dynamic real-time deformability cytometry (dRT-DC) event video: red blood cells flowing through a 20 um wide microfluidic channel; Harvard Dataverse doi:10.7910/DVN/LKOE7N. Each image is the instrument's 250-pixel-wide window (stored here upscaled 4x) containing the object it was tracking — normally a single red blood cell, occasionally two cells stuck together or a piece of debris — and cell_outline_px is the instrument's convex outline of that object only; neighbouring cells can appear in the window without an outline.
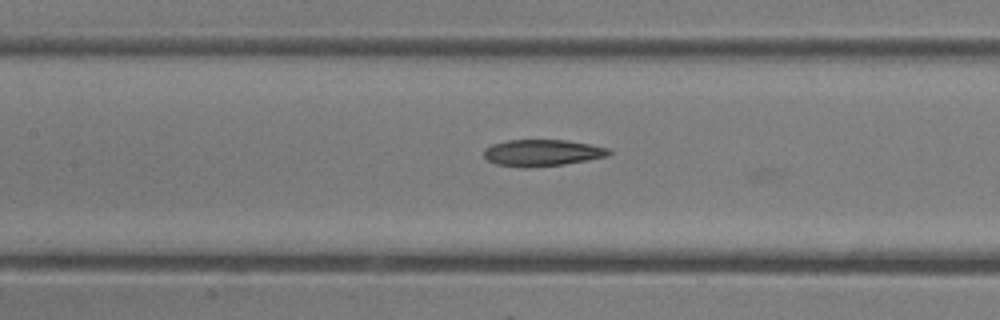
{"species": "common noctule bat (a hibernating species)", "species_latin": "Nyctalus noctula", "temperature_condition": "room temperature", "stored_images_in_passage": 21, "camera_frame_rate_fps": 3000, "um_per_image_px": 0.085, "animal": {"sex": "female"}, "frame": {"image": 1, "passage_image": 20, "time_ms": 6.333, "image_size_px": [1000, 320], "cell_outline_px": [[612, 152], [608, 156], [588, 160], [564, 164], [528, 168], [520, 168], [496, 164], [488, 160], [484, 156], [484, 148], [492, 144], [508, 140], [564, 140], [588, 144], [608, 148]], "centroid_in_image_um": [46.06, 13.0], "position_along_channel_um": 161.3, "area_um2": 19.42}}